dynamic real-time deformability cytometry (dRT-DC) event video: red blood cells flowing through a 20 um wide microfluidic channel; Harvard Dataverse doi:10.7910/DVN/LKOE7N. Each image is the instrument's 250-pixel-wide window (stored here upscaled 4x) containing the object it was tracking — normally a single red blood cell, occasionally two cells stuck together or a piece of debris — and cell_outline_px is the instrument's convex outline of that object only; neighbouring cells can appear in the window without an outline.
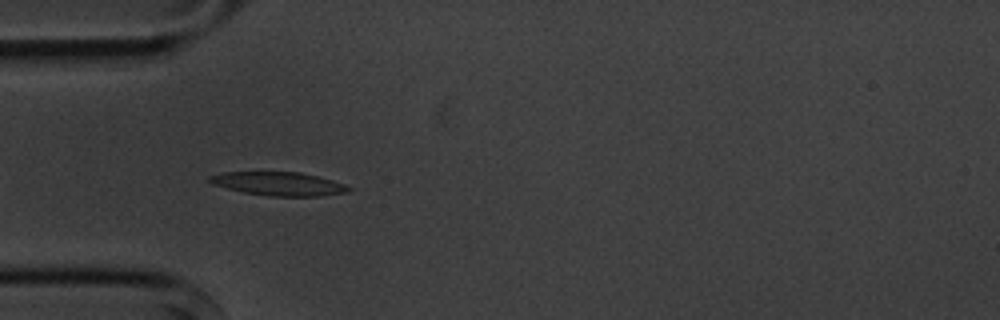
{"species": "common noctule bat (a hibernating species)", "species_latin": "Nyctalus noctula", "temperature_condition": "cold", "stored_images_in_passage": 8, "camera_frame_rate_fps": 3000, "um_per_image_px": 0.085, "animal": {"sex": "male", "body_mass_g": 20.1, "forearm_length_mm": 53.5}, "frame": {"image": 1, "passage_image": 4, "time_ms": 3.333, "image_size_px": [1000, 320], "cell_outline_px": [[352, 188], [348, 192], [320, 196], [268, 196], [244, 192], [212, 184], [208, 180], [208, 176], [224, 172], [300, 172], [332, 180], [344, 184]], "centroid_in_image_um": [23.69, 15.62], "position_along_channel_um": 61.3, "area_um2": 18.96}}
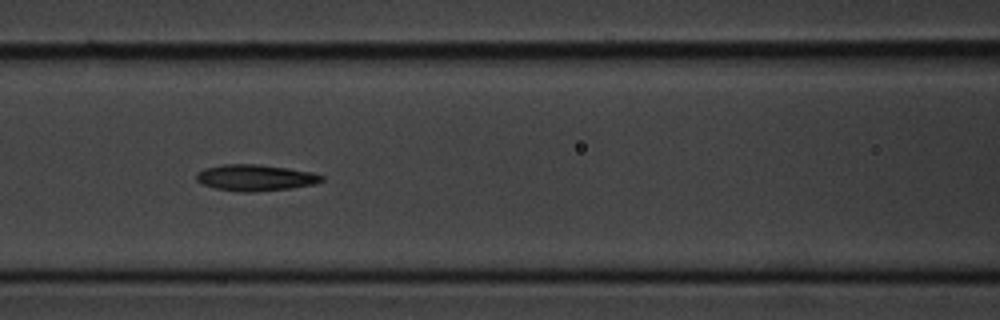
{"frame": {"image": 2, "passage_image": 6, "time_ms": 5.667, "image_size_px": [1000, 320], "cell_outline_px": [[324, 180], [312, 184], [292, 188], [256, 192], [240, 192], [216, 188], [200, 184], [196, 180], [196, 172], [204, 168], [220, 164], [256, 164], [288, 168], [312, 172], [324, 176]], "centroid_in_image_um": [21.66, 15.1], "position_along_channel_um": 144.9, "area_um2": 19.36}}
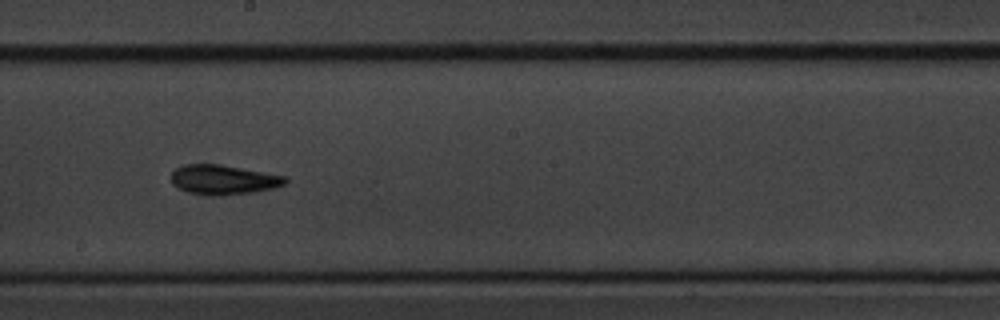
{"frame": {"image": 3, "passage_image": 8, "time_ms": 8.0, "image_size_px": [1000, 320], "cell_outline_px": [[288, 180], [284, 184], [272, 188], [256, 192], [220, 196], [216, 196], [188, 192], [172, 184], [172, 172], [176, 168], [184, 164], [220, 164], [284, 176]], "centroid_in_image_um": [18.97, 15.28], "position_along_channel_um": 229.2, "area_um2": 19.54}}